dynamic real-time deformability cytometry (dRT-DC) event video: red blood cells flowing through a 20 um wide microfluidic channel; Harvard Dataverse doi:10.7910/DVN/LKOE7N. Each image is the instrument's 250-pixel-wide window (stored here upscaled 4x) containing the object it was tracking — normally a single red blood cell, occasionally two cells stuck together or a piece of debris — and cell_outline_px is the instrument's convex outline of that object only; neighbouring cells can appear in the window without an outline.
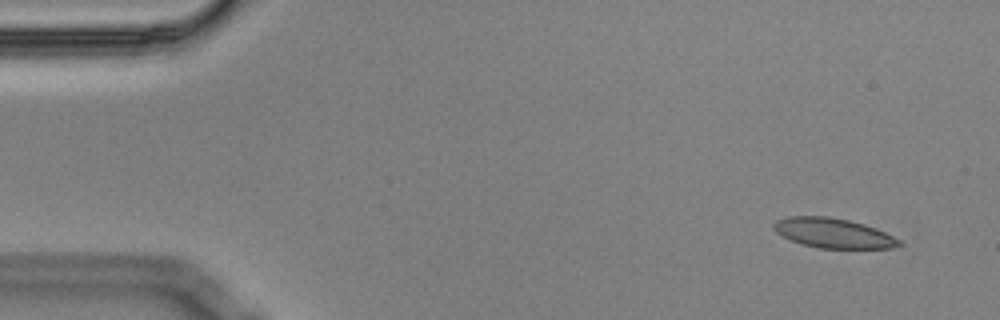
{"species": "Egyptian fruit bat (a non-hibernating species)", "species_latin": "Rousettus aegyptiacus", "temperature_condition": "cold", "stored_images_in_passage": 10, "camera_frame_rate_fps": 3000, "um_per_image_px": 0.085, "animal": {"sex": "male"}, "frame": {"image": 1, "passage_image": 1, "time_ms": 0.0, "image_size_px": [1000, 320], "cell_outline_px": [[904, 244], [892, 248], [816, 248], [792, 240], [776, 232], [772, 228], [772, 224], [776, 220], [788, 216], [828, 216], [848, 220], [864, 224], [876, 228], [900, 240]], "centroid_in_image_um": [70.82, 19.8], "position_along_channel_um": 14.2, "area_um2": 21.68}}
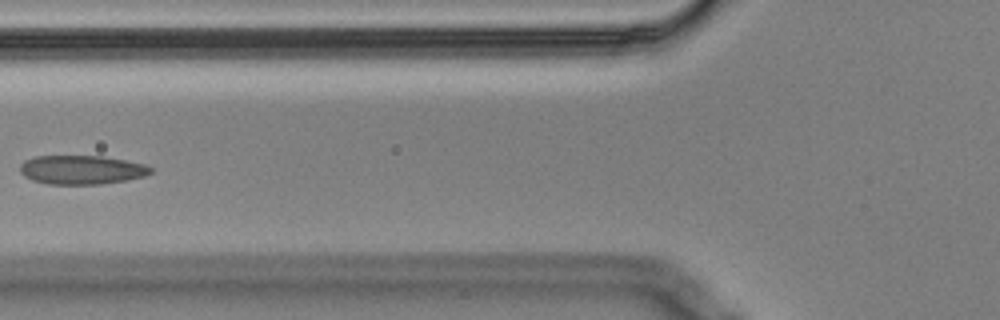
{"frame": {"image": 2, "passage_image": 6, "time_ms": 1.667, "image_size_px": [1000, 320], "cell_outline_px": [[152, 172], [144, 176], [128, 180], [100, 184], [48, 184], [32, 180], [24, 176], [20, 172], [20, 164], [24, 160], [36, 156], [100, 156], [124, 160], [144, 164], [152, 168]], "centroid_in_image_um": [6.92, 14.43], "position_along_channel_um": 118.9, "area_um2": 22.02}}
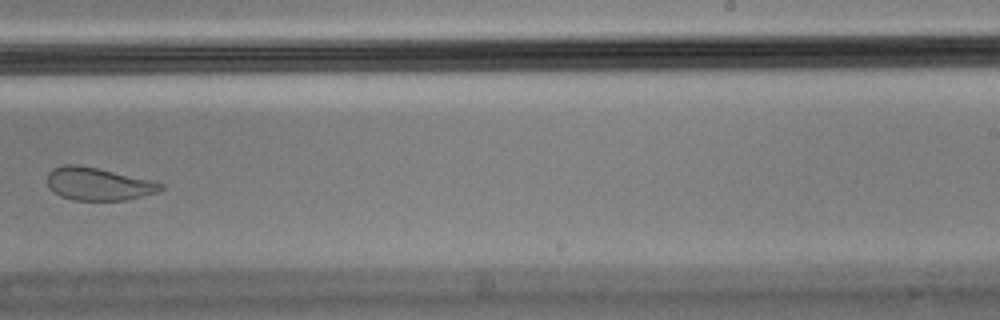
{"frame": {"image": 3, "passage_image": 10, "time_ms": 3.0, "image_size_px": [1000, 320], "cell_outline_px": [[164, 188], [156, 192], [128, 200], [72, 200], [60, 196], [48, 184], [48, 172], [52, 168], [64, 164], [76, 164], [96, 168], [148, 180], [164, 184]], "centroid_in_image_um": [8.32, 15.64], "position_along_channel_um": 280.7, "area_um2": 21.27}}